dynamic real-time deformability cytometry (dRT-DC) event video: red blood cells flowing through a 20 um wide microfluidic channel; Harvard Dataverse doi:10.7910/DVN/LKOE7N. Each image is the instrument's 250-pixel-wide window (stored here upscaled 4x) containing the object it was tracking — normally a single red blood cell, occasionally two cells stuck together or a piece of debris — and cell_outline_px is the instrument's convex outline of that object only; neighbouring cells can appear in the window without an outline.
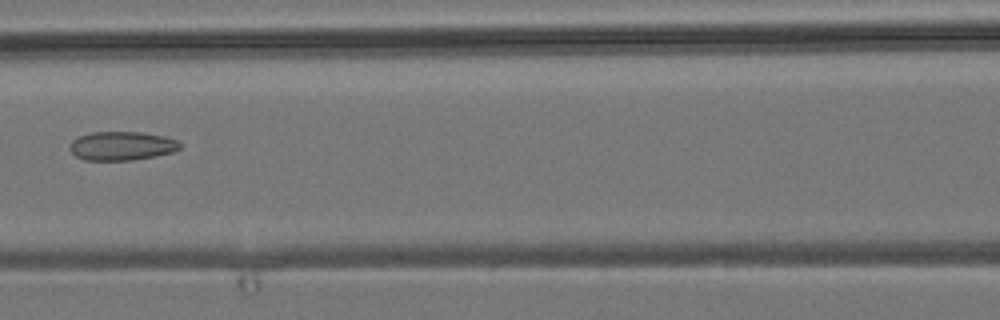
{"species": "common noctule bat (a hibernating species)", "species_latin": "Nyctalus noctula", "temperature_condition": "room temperature", "stored_images_in_passage": 7, "camera_frame_rate_fps": 3000, "um_per_image_px": 0.085, "animal": {"sex": "male", "body_mass_g": 19.2, "forearm_length_mm": 51.8}, "frame": {"image": 1, "passage_image": 7, "time_ms": 7.0, "image_size_px": [1000, 320], "cell_outline_px": [[184, 144], [180, 148], [172, 152], [156, 156], [132, 160], [84, 160], [76, 156], [68, 148], [72, 140], [80, 136], [92, 132], [140, 132], [164, 136], [180, 140]], "centroid_in_image_um": [10.39, 12.4], "position_along_channel_um": 156.2, "area_um2": 18.67}}